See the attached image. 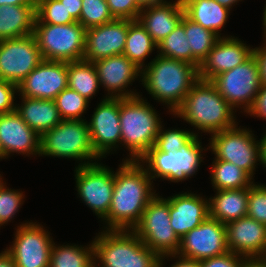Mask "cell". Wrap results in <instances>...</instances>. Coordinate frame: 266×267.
<instances>
[{"label": "cell", "mask_w": 266, "mask_h": 267, "mask_svg": "<svg viewBox=\"0 0 266 267\" xmlns=\"http://www.w3.org/2000/svg\"><path fill=\"white\" fill-rule=\"evenodd\" d=\"M2 158L5 159V156H4V154H3V152H2V149H1V147H0V160H1Z\"/></svg>", "instance_id": "55"}, {"label": "cell", "mask_w": 266, "mask_h": 267, "mask_svg": "<svg viewBox=\"0 0 266 267\" xmlns=\"http://www.w3.org/2000/svg\"><path fill=\"white\" fill-rule=\"evenodd\" d=\"M182 2L185 15L189 19L221 37L220 32L227 23L230 9L215 0H183Z\"/></svg>", "instance_id": "28"}, {"label": "cell", "mask_w": 266, "mask_h": 267, "mask_svg": "<svg viewBox=\"0 0 266 267\" xmlns=\"http://www.w3.org/2000/svg\"><path fill=\"white\" fill-rule=\"evenodd\" d=\"M128 19H114L86 30L83 60L95 62L122 55L126 45Z\"/></svg>", "instance_id": "18"}, {"label": "cell", "mask_w": 266, "mask_h": 267, "mask_svg": "<svg viewBox=\"0 0 266 267\" xmlns=\"http://www.w3.org/2000/svg\"><path fill=\"white\" fill-rule=\"evenodd\" d=\"M247 259L244 256L228 251L221 256L201 260L199 264L200 267H241Z\"/></svg>", "instance_id": "42"}, {"label": "cell", "mask_w": 266, "mask_h": 267, "mask_svg": "<svg viewBox=\"0 0 266 267\" xmlns=\"http://www.w3.org/2000/svg\"><path fill=\"white\" fill-rule=\"evenodd\" d=\"M37 0H0L2 5H36Z\"/></svg>", "instance_id": "49"}, {"label": "cell", "mask_w": 266, "mask_h": 267, "mask_svg": "<svg viewBox=\"0 0 266 267\" xmlns=\"http://www.w3.org/2000/svg\"><path fill=\"white\" fill-rule=\"evenodd\" d=\"M253 54V48L234 36L220 37L198 69V78L211 81L214 77L234 69Z\"/></svg>", "instance_id": "21"}, {"label": "cell", "mask_w": 266, "mask_h": 267, "mask_svg": "<svg viewBox=\"0 0 266 267\" xmlns=\"http://www.w3.org/2000/svg\"><path fill=\"white\" fill-rule=\"evenodd\" d=\"M247 216L266 225V185L253 183L248 188Z\"/></svg>", "instance_id": "40"}, {"label": "cell", "mask_w": 266, "mask_h": 267, "mask_svg": "<svg viewBox=\"0 0 266 267\" xmlns=\"http://www.w3.org/2000/svg\"><path fill=\"white\" fill-rule=\"evenodd\" d=\"M92 243L94 267H158L160 257L132 230H103Z\"/></svg>", "instance_id": "5"}, {"label": "cell", "mask_w": 266, "mask_h": 267, "mask_svg": "<svg viewBox=\"0 0 266 267\" xmlns=\"http://www.w3.org/2000/svg\"><path fill=\"white\" fill-rule=\"evenodd\" d=\"M210 169L215 190L249 188L254 183L244 170L228 161L214 159Z\"/></svg>", "instance_id": "32"}, {"label": "cell", "mask_w": 266, "mask_h": 267, "mask_svg": "<svg viewBox=\"0 0 266 267\" xmlns=\"http://www.w3.org/2000/svg\"><path fill=\"white\" fill-rule=\"evenodd\" d=\"M188 42L184 26L179 23V25L157 45L158 55L191 64V48Z\"/></svg>", "instance_id": "34"}, {"label": "cell", "mask_w": 266, "mask_h": 267, "mask_svg": "<svg viewBox=\"0 0 266 267\" xmlns=\"http://www.w3.org/2000/svg\"><path fill=\"white\" fill-rule=\"evenodd\" d=\"M211 82L234 109L240 107L247 113L262 86L254 54L234 69L217 75Z\"/></svg>", "instance_id": "11"}, {"label": "cell", "mask_w": 266, "mask_h": 267, "mask_svg": "<svg viewBox=\"0 0 266 267\" xmlns=\"http://www.w3.org/2000/svg\"><path fill=\"white\" fill-rule=\"evenodd\" d=\"M194 131H188L184 129H167L164 130L163 125L161 124L157 139L155 142V147L159 151L168 152V151H177L184 145H186L195 135Z\"/></svg>", "instance_id": "39"}, {"label": "cell", "mask_w": 266, "mask_h": 267, "mask_svg": "<svg viewBox=\"0 0 266 267\" xmlns=\"http://www.w3.org/2000/svg\"><path fill=\"white\" fill-rule=\"evenodd\" d=\"M42 155L75 159L81 162L78 166L101 160L92 147L89 124L84 119L62 120L55 127L43 133L40 136L39 156Z\"/></svg>", "instance_id": "6"}, {"label": "cell", "mask_w": 266, "mask_h": 267, "mask_svg": "<svg viewBox=\"0 0 266 267\" xmlns=\"http://www.w3.org/2000/svg\"><path fill=\"white\" fill-rule=\"evenodd\" d=\"M180 23L184 26V31L191 48V64L199 69L219 37L214 32L193 22L185 14Z\"/></svg>", "instance_id": "30"}, {"label": "cell", "mask_w": 266, "mask_h": 267, "mask_svg": "<svg viewBox=\"0 0 266 267\" xmlns=\"http://www.w3.org/2000/svg\"><path fill=\"white\" fill-rule=\"evenodd\" d=\"M155 49H157V44L140 22L128 19V33L123 55L143 70L146 66L144 63L146 57Z\"/></svg>", "instance_id": "29"}, {"label": "cell", "mask_w": 266, "mask_h": 267, "mask_svg": "<svg viewBox=\"0 0 266 267\" xmlns=\"http://www.w3.org/2000/svg\"><path fill=\"white\" fill-rule=\"evenodd\" d=\"M215 1H217L222 6L231 10L233 5L235 4L237 5V2L242 1V0H215Z\"/></svg>", "instance_id": "53"}, {"label": "cell", "mask_w": 266, "mask_h": 267, "mask_svg": "<svg viewBox=\"0 0 266 267\" xmlns=\"http://www.w3.org/2000/svg\"><path fill=\"white\" fill-rule=\"evenodd\" d=\"M168 257L172 258H178L179 260H176L174 264H172L170 267H200L199 261L191 260V259H186L177 255H167V256H162L159 259V264L158 267H163V259Z\"/></svg>", "instance_id": "46"}, {"label": "cell", "mask_w": 266, "mask_h": 267, "mask_svg": "<svg viewBox=\"0 0 266 267\" xmlns=\"http://www.w3.org/2000/svg\"><path fill=\"white\" fill-rule=\"evenodd\" d=\"M98 73L100 86L108 92L106 98H132L139 95L127 87L141 77L139 69L125 55L110 56L93 62ZM136 78V79H135ZM127 88V90H126Z\"/></svg>", "instance_id": "19"}, {"label": "cell", "mask_w": 266, "mask_h": 267, "mask_svg": "<svg viewBox=\"0 0 266 267\" xmlns=\"http://www.w3.org/2000/svg\"><path fill=\"white\" fill-rule=\"evenodd\" d=\"M228 250L246 258L266 257V225L244 216L225 224Z\"/></svg>", "instance_id": "20"}, {"label": "cell", "mask_w": 266, "mask_h": 267, "mask_svg": "<svg viewBox=\"0 0 266 267\" xmlns=\"http://www.w3.org/2000/svg\"><path fill=\"white\" fill-rule=\"evenodd\" d=\"M260 154H261V164L266 167V131L263 137L260 139Z\"/></svg>", "instance_id": "51"}, {"label": "cell", "mask_w": 266, "mask_h": 267, "mask_svg": "<svg viewBox=\"0 0 266 267\" xmlns=\"http://www.w3.org/2000/svg\"><path fill=\"white\" fill-rule=\"evenodd\" d=\"M42 61L33 34L0 40V79L18 86Z\"/></svg>", "instance_id": "13"}, {"label": "cell", "mask_w": 266, "mask_h": 267, "mask_svg": "<svg viewBox=\"0 0 266 267\" xmlns=\"http://www.w3.org/2000/svg\"><path fill=\"white\" fill-rule=\"evenodd\" d=\"M88 122L92 147L105 158L121 144L120 98H103Z\"/></svg>", "instance_id": "16"}, {"label": "cell", "mask_w": 266, "mask_h": 267, "mask_svg": "<svg viewBox=\"0 0 266 267\" xmlns=\"http://www.w3.org/2000/svg\"><path fill=\"white\" fill-rule=\"evenodd\" d=\"M159 257L177 255L181 239L170 224V204L158 194L145 208L132 230Z\"/></svg>", "instance_id": "9"}, {"label": "cell", "mask_w": 266, "mask_h": 267, "mask_svg": "<svg viewBox=\"0 0 266 267\" xmlns=\"http://www.w3.org/2000/svg\"><path fill=\"white\" fill-rule=\"evenodd\" d=\"M202 197L190 191L165 198L170 204V224L180 239L209 217V200Z\"/></svg>", "instance_id": "23"}, {"label": "cell", "mask_w": 266, "mask_h": 267, "mask_svg": "<svg viewBox=\"0 0 266 267\" xmlns=\"http://www.w3.org/2000/svg\"><path fill=\"white\" fill-rule=\"evenodd\" d=\"M241 267H264V258H248Z\"/></svg>", "instance_id": "50"}, {"label": "cell", "mask_w": 266, "mask_h": 267, "mask_svg": "<svg viewBox=\"0 0 266 267\" xmlns=\"http://www.w3.org/2000/svg\"><path fill=\"white\" fill-rule=\"evenodd\" d=\"M0 267H16L13 258L5 249L0 253Z\"/></svg>", "instance_id": "48"}, {"label": "cell", "mask_w": 266, "mask_h": 267, "mask_svg": "<svg viewBox=\"0 0 266 267\" xmlns=\"http://www.w3.org/2000/svg\"><path fill=\"white\" fill-rule=\"evenodd\" d=\"M247 114L261 119L263 118L266 121V85L261 86V89Z\"/></svg>", "instance_id": "44"}, {"label": "cell", "mask_w": 266, "mask_h": 267, "mask_svg": "<svg viewBox=\"0 0 266 267\" xmlns=\"http://www.w3.org/2000/svg\"><path fill=\"white\" fill-rule=\"evenodd\" d=\"M0 147L5 159L11 153L39 155L40 135L16 111L0 114Z\"/></svg>", "instance_id": "22"}, {"label": "cell", "mask_w": 266, "mask_h": 267, "mask_svg": "<svg viewBox=\"0 0 266 267\" xmlns=\"http://www.w3.org/2000/svg\"><path fill=\"white\" fill-rule=\"evenodd\" d=\"M152 60L142 70L141 84L154 100L167 105L173 114L199 79L198 69L188 62L158 54Z\"/></svg>", "instance_id": "3"}, {"label": "cell", "mask_w": 266, "mask_h": 267, "mask_svg": "<svg viewBox=\"0 0 266 267\" xmlns=\"http://www.w3.org/2000/svg\"><path fill=\"white\" fill-rule=\"evenodd\" d=\"M199 135H195L186 145L179 150L172 152L159 151L155 146L139 160L146 166L148 175L155 180L161 178L170 182H182L198 172L201 162H203L202 148ZM146 163V164H145Z\"/></svg>", "instance_id": "7"}, {"label": "cell", "mask_w": 266, "mask_h": 267, "mask_svg": "<svg viewBox=\"0 0 266 267\" xmlns=\"http://www.w3.org/2000/svg\"><path fill=\"white\" fill-rule=\"evenodd\" d=\"M36 5L0 6V40L33 34Z\"/></svg>", "instance_id": "27"}, {"label": "cell", "mask_w": 266, "mask_h": 267, "mask_svg": "<svg viewBox=\"0 0 266 267\" xmlns=\"http://www.w3.org/2000/svg\"><path fill=\"white\" fill-rule=\"evenodd\" d=\"M107 4L116 19L137 20L142 10L136 0H107Z\"/></svg>", "instance_id": "41"}, {"label": "cell", "mask_w": 266, "mask_h": 267, "mask_svg": "<svg viewBox=\"0 0 266 267\" xmlns=\"http://www.w3.org/2000/svg\"><path fill=\"white\" fill-rule=\"evenodd\" d=\"M264 13H263V26H264V37H266V6L264 8Z\"/></svg>", "instance_id": "54"}, {"label": "cell", "mask_w": 266, "mask_h": 267, "mask_svg": "<svg viewBox=\"0 0 266 267\" xmlns=\"http://www.w3.org/2000/svg\"><path fill=\"white\" fill-rule=\"evenodd\" d=\"M141 96L120 98L121 145L130 154L122 161H139L155 145L162 124L156 110Z\"/></svg>", "instance_id": "4"}, {"label": "cell", "mask_w": 266, "mask_h": 267, "mask_svg": "<svg viewBox=\"0 0 266 267\" xmlns=\"http://www.w3.org/2000/svg\"><path fill=\"white\" fill-rule=\"evenodd\" d=\"M234 109L211 81L198 79L173 115L194 128L213 134L237 125Z\"/></svg>", "instance_id": "2"}, {"label": "cell", "mask_w": 266, "mask_h": 267, "mask_svg": "<svg viewBox=\"0 0 266 267\" xmlns=\"http://www.w3.org/2000/svg\"><path fill=\"white\" fill-rule=\"evenodd\" d=\"M1 177L0 174V227L11 222L24 200L23 192L9 189Z\"/></svg>", "instance_id": "38"}, {"label": "cell", "mask_w": 266, "mask_h": 267, "mask_svg": "<svg viewBox=\"0 0 266 267\" xmlns=\"http://www.w3.org/2000/svg\"><path fill=\"white\" fill-rule=\"evenodd\" d=\"M264 267H266V257H264Z\"/></svg>", "instance_id": "56"}, {"label": "cell", "mask_w": 266, "mask_h": 267, "mask_svg": "<svg viewBox=\"0 0 266 267\" xmlns=\"http://www.w3.org/2000/svg\"><path fill=\"white\" fill-rule=\"evenodd\" d=\"M228 251L225 224L208 217L181 238L177 256L200 262Z\"/></svg>", "instance_id": "15"}, {"label": "cell", "mask_w": 266, "mask_h": 267, "mask_svg": "<svg viewBox=\"0 0 266 267\" xmlns=\"http://www.w3.org/2000/svg\"><path fill=\"white\" fill-rule=\"evenodd\" d=\"M77 22L59 0H37L35 23L70 24Z\"/></svg>", "instance_id": "36"}, {"label": "cell", "mask_w": 266, "mask_h": 267, "mask_svg": "<svg viewBox=\"0 0 266 267\" xmlns=\"http://www.w3.org/2000/svg\"><path fill=\"white\" fill-rule=\"evenodd\" d=\"M184 14L181 0L174 2L166 0L163 3L142 8L137 20L158 45L179 25Z\"/></svg>", "instance_id": "24"}, {"label": "cell", "mask_w": 266, "mask_h": 267, "mask_svg": "<svg viewBox=\"0 0 266 267\" xmlns=\"http://www.w3.org/2000/svg\"><path fill=\"white\" fill-rule=\"evenodd\" d=\"M72 245L59 246L53 242L49 267H94L93 243L84 246L85 248Z\"/></svg>", "instance_id": "33"}, {"label": "cell", "mask_w": 266, "mask_h": 267, "mask_svg": "<svg viewBox=\"0 0 266 267\" xmlns=\"http://www.w3.org/2000/svg\"><path fill=\"white\" fill-rule=\"evenodd\" d=\"M136 1L141 9L165 2V0H136Z\"/></svg>", "instance_id": "52"}, {"label": "cell", "mask_w": 266, "mask_h": 267, "mask_svg": "<svg viewBox=\"0 0 266 267\" xmlns=\"http://www.w3.org/2000/svg\"><path fill=\"white\" fill-rule=\"evenodd\" d=\"M209 200V217L227 224L247 216L248 188L216 190Z\"/></svg>", "instance_id": "26"}, {"label": "cell", "mask_w": 266, "mask_h": 267, "mask_svg": "<svg viewBox=\"0 0 266 267\" xmlns=\"http://www.w3.org/2000/svg\"><path fill=\"white\" fill-rule=\"evenodd\" d=\"M68 87V62L43 60L18 86L22 97L55 100Z\"/></svg>", "instance_id": "17"}, {"label": "cell", "mask_w": 266, "mask_h": 267, "mask_svg": "<svg viewBox=\"0 0 266 267\" xmlns=\"http://www.w3.org/2000/svg\"><path fill=\"white\" fill-rule=\"evenodd\" d=\"M107 0H82V10L78 22L87 30L114 20Z\"/></svg>", "instance_id": "37"}, {"label": "cell", "mask_w": 266, "mask_h": 267, "mask_svg": "<svg viewBox=\"0 0 266 267\" xmlns=\"http://www.w3.org/2000/svg\"><path fill=\"white\" fill-rule=\"evenodd\" d=\"M263 40L265 43L263 46L253 48V54L256 58L258 68H259V76L262 85H266V37Z\"/></svg>", "instance_id": "45"}, {"label": "cell", "mask_w": 266, "mask_h": 267, "mask_svg": "<svg viewBox=\"0 0 266 267\" xmlns=\"http://www.w3.org/2000/svg\"><path fill=\"white\" fill-rule=\"evenodd\" d=\"M17 92L16 84L0 79V114L15 111L14 98Z\"/></svg>", "instance_id": "43"}, {"label": "cell", "mask_w": 266, "mask_h": 267, "mask_svg": "<svg viewBox=\"0 0 266 267\" xmlns=\"http://www.w3.org/2000/svg\"><path fill=\"white\" fill-rule=\"evenodd\" d=\"M79 197L103 220L109 212L114 190V170L101 163L75 167Z\"/></svg>", "instance_id": "12"}, {"label": "cell", "mask_w": 266, "mask_h": 267, "mask_svg": "<svg viewBox=\"0 0 266 267\" xmlns=\"http://www.w3.org/2000/svg\"><path fill=\"white\" fill-rule=\"evenodd\" d=\"M249 128L238 127L211 134L209 150L215 159L228 161L244 170L252 179L257 162H261L260 141Z\"/></svg>", "instance_id": "10"}, {"label": "cell", "mask_w": 266, "mask_h": 267, "mask_svg": "<svg viewBox=\"0 0 266 267\" xmlns=\"http://www.w3.org/2000/svg\"><path fill=\"white\" fill-rule=\"evenodd\" d=\"M146 168L139 161H123L114 173V190L106 230H133L149 202L157 195ZM106 220V221H105Z\"/></svg>", "instance_id": "1"}, {"label": "cell", "mask_w": 266, "mask_h": 267, "mask_svg": "<svg viewBox=\"0 0 266 267\" xmlns=\"http://www.w3.org/2000/svg\"><path fill=\"white\" fill-rule=\"evenodd\" d=\"M33 35L43 60H83L86 29L78 21L66 25L35 23Z\"/></svg>", "instance_id": "8"}, {"label": "cell", "mask_w": 266, "mask_h": 267, "mask_svg": "<svg viewBox=\"0 0 266 267\" xmlns=\"http://www.w3.org/2000/svg\"><path fill=\"white\" fill-rule=\"evenodd\" d=\"M36 222L20 224L15 229L14 241L5 250L16 267H49L53 238L43 225Z\"/></svg>", "instance_id": "14"}, {"label": "cell", "mask_w": 266, "mask_h": 267, "mask_svg": "<svg viewBox=\"0 0 266 267\" xmlns=\"http://www.w3.org/2000/svg\"><path fill=\"white\" fill-rule=\"evenodd\" d=\"M64 4L67 11L78 21L82 10V0H59Z\"/></svg>", "instance_id": "47"}, {"label": "cell", "mask_w": 266, "mask_h": 267, "mask_svg": "<svg viewBox=\"0 0 266 267\" xmlns=\"http://www.w3.org/2000/svg\"><path fill=\"white\" fill-rule=\"evenodd\" d=\"M100 83L93 62L86 60L68 62V87L90 102Z\"/></svg>", "instance_id": "31"}, {"label": "cell", "mask_w": 266, "mask_h": 267, "mask_svg": "<svg viewBox=\"0 0 266 267\" xmlns=\"http://www.w3.org/2000/svg\"><path fill=\"white\" fill-rule=\"evenodd\" d=\"M55 103L62 120H82L89 107V101L69 87L56 96Z\"/></svg>", "instance_id": "35"}, {"label": "cell", "mask_w": 266, "mask_h": 267, "mask_svg": "<svg viewBox=\"0 0 266 267\" xmlns=\"http://www.w3.org/2000/svg\"><path fill=\"white\" fill-rule=\"evenodd\" d=\"M22 103L15 104V111L38 135L52 129L62 119L55 100L22 97Z\"/></svg>", "instance_id": "25"}]
</instances>
